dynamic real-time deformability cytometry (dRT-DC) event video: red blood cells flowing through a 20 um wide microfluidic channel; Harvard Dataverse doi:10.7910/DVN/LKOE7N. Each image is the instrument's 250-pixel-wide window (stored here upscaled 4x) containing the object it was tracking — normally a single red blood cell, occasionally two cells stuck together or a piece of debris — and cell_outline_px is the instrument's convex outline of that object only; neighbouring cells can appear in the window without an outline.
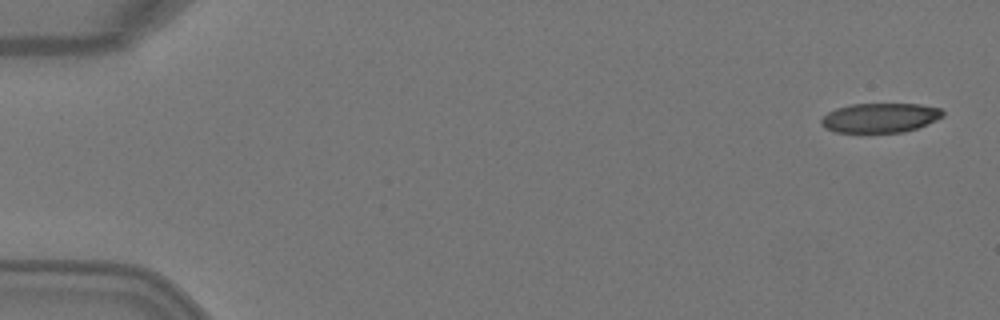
{"species": "Egyptian fruit bat (a non-hibernating species)", "species_latin": "Rousettus aegyptiacus", "temperature_condition": "warm", "stored_images_in_passage": 3, "camera_frame_rate_fps": 3000, "um_per_image_px": 0.085, "animal": {"sex": "female"}, "frame": {"image": 1, "passage_image": 1, "time_ms": 0.0, "image_size_px": [1000, 320], "cell_outline_px": [[944, 116], [936, 120], [916, 128], [904, 132], [836, 132], [824, 128], [820, 124], [820, 120], [828, 112], [836, 108], [852, 104], [920, 104], [940, 108], [944, 112]], "centroid_in_image_um": [74.79, 10.01], "position_along_channel_um": 10.2, "area_um2": 20.87}}